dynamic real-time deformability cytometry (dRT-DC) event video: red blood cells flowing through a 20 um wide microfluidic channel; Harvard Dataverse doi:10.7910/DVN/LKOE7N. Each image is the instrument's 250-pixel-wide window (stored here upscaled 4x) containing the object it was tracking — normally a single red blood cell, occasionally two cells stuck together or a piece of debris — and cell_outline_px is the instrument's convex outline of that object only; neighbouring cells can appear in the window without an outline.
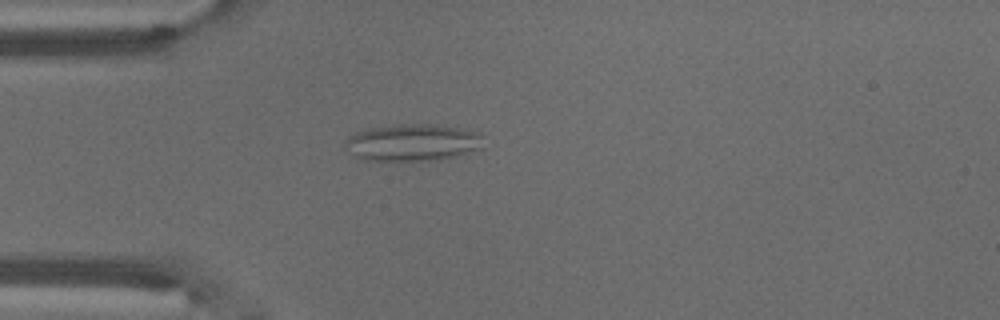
{"species": "common noctule bat (a hibernating species)", "species_latin": "Nyctalus noctula", "temperature_condition": "warm", "stored_images_in_passage": 6, "camera_frame_rate_fps": 3000, "um_per_image_px": 0.085, "animal": {"sex": "male", "body_mass_g": 18.8}, "frame": {"image": 1, "passage_image": 4, "time_ms": 1.0, "image_size_px": [1000, 320], "cell_outline_px": [[484, 148], [444, 160], [368, 160], [356, 156], [344, 148], [344, 140], [348, 136], [356, 132], [380, 124], [436, 124], [460, 128], [480, 132], [484, 136]], "centroid_in_image_um": [35.11, 12.09], "position_along_channel_um": 49.9, "area_um2": 30.63}}